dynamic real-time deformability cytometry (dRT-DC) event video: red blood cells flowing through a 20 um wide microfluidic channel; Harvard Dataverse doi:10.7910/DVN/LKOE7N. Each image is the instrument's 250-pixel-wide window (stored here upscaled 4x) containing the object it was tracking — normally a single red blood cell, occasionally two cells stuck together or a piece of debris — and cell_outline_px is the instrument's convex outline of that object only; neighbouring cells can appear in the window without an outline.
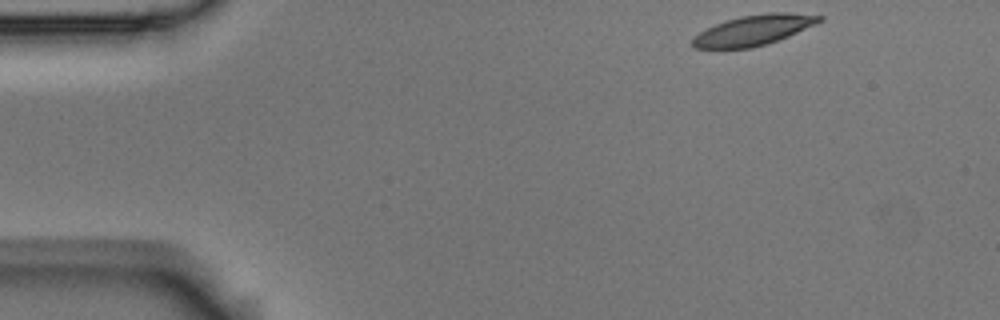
{"species": "Egyptian fruit bat (a non-hibernating species)", "species_latin": "Rousettus aegyptiacus", "temperature_condition": "room temperature", "stored_images_in_passage": 3, "camera_frame_rate_fps": 3000, "um_per_image_px": 0.085, "animal": {"sex": "male"}, "frame": {"image": 1, "passage_image": 1, "time_ms": 0.0, "image_size_px": [1000, 320], "cell_outline_px": [[824, 20], [788, 36], [752, 48], [696, 48], [692, 44], [692, 40], [700, 32], [716, 24], [740, 16], [768, 12], [788, 12], [824, 16]], "centroid_in_image_um": [64.09, 2.55], "position_along_channel_um": 20.9, "area_um2": 21.96}}
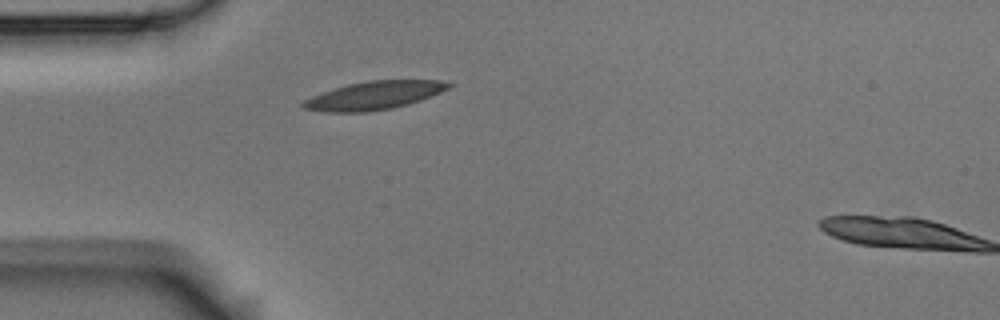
{"frame": {"image": 2, "passage_image": 3, "time_ms": 0.667, "image_size_px": [1000, 320], "cell_outline_px": [[452, 84], [448, 88], [440, 92], [420, 100], [408, 104], [392, 108], [368, 112], [324, 112], [300, 108], [300, 104], [304, 100], [312, 96], [348, 84], [368, 80], [440, 80]], "centroid_in_image_um": [31.75, 8.12], "position_along_channel_um": 53.2, "area_um2": 23.81}}